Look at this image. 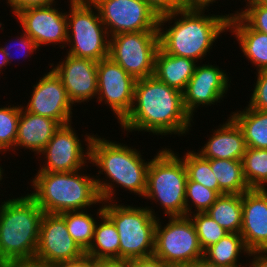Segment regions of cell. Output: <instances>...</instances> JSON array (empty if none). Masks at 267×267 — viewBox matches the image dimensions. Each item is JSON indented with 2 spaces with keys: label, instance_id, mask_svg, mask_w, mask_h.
<instances>
[{
  "label": "cell",
  "instance_id": "obj_36",
  "mask_svg": "<svg viewBox=\"0 0 267 267\" xmlns=\"http://www.w3.org/2000/svg\"><path fill=\"white\" fill-rule=\"evenodd\" d=\"M257 81L254 83V89L251 93L248 107L267 111V70L258 71L256 73Z\"/></svg>",
  "mask_w": 267,
  "mask_h": 267
},
{
  "label": "cell",
  "instance_id": "obj_42",
  "mask_svg": "<svg viewBox=\"0 0 267 267\" xmlns=\"http://www.w3.org/2000/svg\"><path fill=\"white\" fill-rule=\"evenodd\" d=\"M248 257H253L248 267H267V249L251 251Z\"/></svg>",
  "mask_w": 267,
  "mask_h": 267
},
{
  "label": "cell",
  "instance_id": "obj_37",
  "mask_svg": "<svg viewBox=\"0 0 267 267\" xmlns=\"http://www.w3.org/2000/svg\"><path fill=\"white\" fill-rule=\"evenodd\" d=\"M16 38H17L18 44H17V42L16 43L14 42L15 43L14 45H17V46L20 45V47L23 49L22 50L19 47L21 49L20 52H22V54H24L22 56H24L25 58L29 57V55L32 56L33 53L37 49L39 50V48L37 47L35 41L32 38H30L25 32L22 31L21 36L20 37L18 36ZM8 44L10 45V43H8ZM9 45L5 44V46H1V48H2V50L4 51V53H5L6 57H7L8 63L11 64V61L13 60L14 56L12 57V54H11L9 49H11V47L14 46V45H10V46Z\"/></svg>",
  "mask_w": 267,
  "mask_h": 267
},
{
  "label": "cell",
  "instance_id": "obj_48",
  "mask_svg": "<svg viewBox=\"0 0 267 267\" xmlns=\"http://www.w3.org/2000/svg\"><path fill=\"white\" fill-rule=\"evenodd\" d=\"M246 5H267V0H247Z\"/></svg>",
  "mask_w": 267,
  "mask_h": 267
},
{
  "label": "cell",
  "instance_id": "obj_28",
  "mask_svg": "<svg viewBox=\"0 0 267 267\" xmlns=\"http://www.w3.org/2000/svg\"><path fill=\"white\" fill-rule=\"evenodd\" d=\"M206 213L229 233L242 228V194H222Z\"/></svg>",
  "mask_w": 267,
  "mask_h": 267
},
{
  "label": "cell",
  "instance_id": "obj_52",
  "mask_svg": "<svg viewBox=\"0 0 267 267\" xmlns=\"http://www.w3.org/2000/svg\"><path fill=\"white\" fill-rule=\"evenodd\" d=\"M8 6H10V0H7V3H6Z\"/></svg>",
  "mask_w": 267,
  "mask_h": 267
},
{
  "label": "cell",
  "instance_id": "obj_39",
  "mask_svg": "<svg viewBox=\"0 0 267 267\" xmlns=\"http://www.w3.org/2000/svg\"><path fill=\"white\" fill-rule=\"evenodd\" d=\"M55 0H10V7L13 15L29 7H40L54 4Z\"/></svg>",
  "mask_w": 267,
  "mask_h": 267
},
{
  "label": "cell",
  "instance_id": "obj_12",
  "mask_svg": "<svg viewBox=\"0 0 267 267\" xmlns=\"http://www.w3.org/2000/svg\"><path fill=\"white\" fill-rule=\"evenodd\" d=\"M71 124L73 123L60 126L39 153V156L43 154L45 159L43 158V165L40 164L38 171L71 172L81 170V168L85 170V164L87 166L90 163V141L94 134H85L84 141L87 143L85 145L88 146L85 149L82 144L84 141L79 139Z\"/></svg>",
  "mask_w": 267,
  "mask_h": 267
},
{
  "label": "cell",
  "instance_id": "obj_19",
  "mask_svg": "<svg viewBox=\"0 0 267 267\" xmlns=\"http://www.w3.org/2000/svg\"><path fill=\"white\" fill-rule=\"evenodd\" d=\"M246 248L267 249V188L249 189L242 194V228Z\"/></svg>",
  "mask_w": 267,
  "mask_h": 267
},
{
  "label": "cell",
  "instance_id": "obj_31",
  "mask_svg": "<svg viewBox=\"0 0 267 267\" xmlns=\"http://www.w3.org/2000/svg\"><path fill=\"white\" fill-rule=\"evenodd\" d=\"M187 171V178L198 182L219 194V184L211 169L210 159L202 157L199 153L188 151L181 158Z\"/></svg>",
  "mask_w": 267,
  "mask_h": 267
},
{
  "label": "cell",
  "instance_id": "obj_40",
  "mask_svg": "<svg viewBox=\"0 0 267 267\" xmlns=\"http://www.w3.org/2000/svg\"><path fill=\"white\" fill-rule=\"evenodd\" d=\"M52 267H97V260L85 253L76 259L56 263Z\"/></svg>",
  "mask_w": 267,
  "mask_h": 267
},
{
  "label": "cell",
  "instance_id": "obj_43",
  "mask_svg": "<svg viewBox=\"0 0 267 267\" xmlns=\"http://www.w3.org/2000/svg\"><path fill=\"white\" fill-rule=\"evenodd\" d=\"M97 267H130L129 260H98Z\"/></svg>",
  "mask_w": 267,
  "mask_h": 267
},
{
  "label": "cell",
  "instance_id": "obj_9",
  "mask_svg": "<svg viewBox=\"0 0 267 267\" xmlns=\"http://www.w3.org/2000/svg\"><path fill=\"white\" fill-rule=\"evenodd\" d=\"M162 226L158 217L155 230L154 256L166 265L180 267L203 259L204 251L189 216L169 217Z\"/></svg>",
  "mask_w": 267,
  "mask_h": 267
},
{
  "label": "cell",
  "instance_id": "obj_44",
  "mask_svg": "<svg viewBox=\"0 0 267 267\" xmlns=\"http://www.w3.org/2000/svg\"><path fill=\"white\" fill-rule=\"evenodd\" d=\"M11 267H52L35 260L11 261Z\"/></svg>",
  "mask_w": 267,
  "mask_h": 267
},
{
  "label": "cell",
  "instance_id": "obj_8",
  "mask_svg": "<svg viewBox=\"0 0 267 267\" xmlns=\"http://www.w3.org/2000/svg\"><path fill=\"white\" fill-rule=\"evenodd\" d=\"M69 2L70 9L66 12V45L69 46L67 54L96 62L109 57L110 36L101 21L97 7L91 0Z\"/></svg>",
  "mask_w": 267,
  "mask_h": 267
},
{
  "label": "cell",
  "instance_id": "obj_29",
  "mask_svg": "<svg viewBox=\"0 0 267 267\" xmlns=\"http://www.w3.org/2000/svg\"><path fill=\"white\" fill-rule=\"evenodd\" d=\"M87 210L68 211L61 213L64 217L67 230L73 240L77 242L80 247L86 251L91 245L94 237V230L96 226V219Z\"/></svg>",
  "mask_w": 267,
  "mask_h": 267
},
{
  "label": "cell",
  "instance_id": "obj_15",
  "mask_svg": "<svg viewBox=\"0 0 267 267\" xmlns=\"http://www.w3.org/2000/svg\"><path fill=\"white\" fill-rule=\"evenodd\" d=\"M56 2L48 6L29 7L16 12L22 31L32 38L37 47L58 45L64 49L67 44L66 13L55 7ZM61 44V45H60Z\"/></svg>",
  "mask_w": 267,
  "mask_h": 267
},
{
  "label": "cell",
  "instance_id": "obj_26",
  "mask_svg": "<svg viewBox=\"0 0 267 267\" xmlns=\"http://www.w3.org/2000/svg\"><path fill=\"white\" fill-rule=\"evenodd\" d=\"M229 116L242 130L247 147L267 149V111L246 106Z\"/></svg>",
  "mask_w": 267,
  "mask_h": 267
},
{
  "label": "cell",
  "instance_id": "obj_35",
  "mask_svg": "<svg viewBox=\"0 0 267 267\" xmlns=\"http://www.w3.org/2000/svg\"><path fill=\"white\" fill-rule=\"evenodd\" d=\"M241 9L228 16L238 14L252 29L267 34V5H245L244 10Z\"/></svg>",
  "mask_w": 267,
  "mask_h": 267
},
{
  "label": "cell",
  "instance_id": "obj_32",
  "mask_svg": "<svg viewBox=\"0 0 267 267\" xmlns=\"http://www.w3.org/2000/svg\"><path fill=\"white\" fill-rule=\"evenodd\" d=\"M192 214L189 215V218L194 224L198 240L203 251L216 244L222 237L229 233L206 212H195Z\"/></svg>",
  "mask_w": 267,
  "mask_h": 267
},
{
  "label": "cell",
  "instance_id": "obj_10",
  "mask_svg": "<svg viewBox=\"0 0 267 267\" xmlns=\"http://www.w3.org/2000/svg\"><path fill=\"white\" fill-rule=\"evenodd\" d=\"M158 49V31L120 33L110 37L109 57L137 80L153 75Z\"/></svg>",
  "mask_w": 267,
  "mask_h": 267
},
{
  "label": "cell",
  "instance_id": "obj_17",
  "mask_svg": "<svg viewBox=\"0 0 267 267\" xmlns=\"http://www.w3.org/2000/svg\"><path fill=\"white\" fill-rule=\"evenodd\" d=\"M228 78L225 70L217 65L208 62L196 66L193 76L182 92L184 107L192 118L199 106L217 105V102L223 101L224 94H227L230 87Z\"/></svg>",
  "mask_w": 267,
  "mask_h": 267
},
{
  "label": "cell",
  "instance_id": "obj_47",
  "mask_svg": "<svg viewBox=\"0 0 267 267\" xmlns=\"http://www.w3.org/2000/svg\"><path fill=\"white\" fill-rule=\"evenodd\" d=\"M7 65H9L7 57L0 46V73H2V69Z\"/></svg>",
  "mask_w": 267,
  "mask_h": 267
},
{
  "label": "cell",
  "instance_id": "obj_27",
  "mask_svg": "<svg viewBox=\"0 0 267 267\" xmlns=\"http://www.w3.org/2000/svg\"><path fill=\"white\" fill-rule=\"evenodd\" d=\"M210 165L219 184V195L243 194L250 189L241 160L210 159Z\"/></svg>",
  "mask_w": 267,
  "mask_h": 267
},
{
  "label": "cell",
  "instance_id": "obj_1",
  "mask_svg": "<svg viewBox=\"0 0 267 267\" xmlns=\"http://www.w3.org/2000/svg\"><path fill=\"white\" fill-rule=\"evenodd\" d=\"M194 119L186 111L181 91L169 87L154 75L137 79L133 105L120 122L125 131L154 135H187Z\"/></svg>",
  "mask_w": 267,
  "mask_h": 267
},
{
  "label": "cell",
  "instance_id": "obj_23",
  "mask_svg": "<svg viewBox=\"0 0 267 267\" xmlns=\"http://www.w3.org/2000/svg\"><path fill=\"white\" fill-rule=\"evenodd\" d=\"M196 63L190 58L167 54L159 48L155 57L153 75L169 87L183 92L194 74L198 65Z\"/></svg>",
  "mask_w": 267,
  "mask_h": 267
},
{
  "label": "cell",
  "instance_id": "obj_51",
  "mask_svg": "<svg viewBox=\"0 0 267 267\" xmlns=\"http://www.w3.org/2000/svg\"><path fill=\"white\" fill-rule=\"evenodd\" d=\"M3 172H4V170H3L2 166H0V181H2V179H3V177H2L3 176Z\"/></svg>",
  "mask_w": 267,
  "mask_h": 267
},
{
  "label": "cell",
  "instance_id": "obj_41",
  "mask_svg": "<svg viewBox=\"0 0 267 267\" xmlns=\"http://www.w3.org/2000/svg\"><path fill=\"white\" fill-rule=\"evenodd\" d=\"M130 267H171L166 265L160 258L152 255L149 257L129 260Z\"/></svg>",
  "mask_w": 267,
  "mask_h": 267
},
{
  "label": "cell",
  "instance_id": "obj_13",
  "mask_svg": "<svg viewBox=\"0 0 267 267\" xmlns=\"http://www.w3.org/2000/svg\"><path fill=\"white\" fill-rule=\"evenodd\" d=\"M136 79L110 57L97 63V100L109 106L120 123L130 112ZM108 104V105H107Z\"/></svg>",
  "mask_w": 267,
  "mask_h": 267
},
{
  "label": "cell",
  "instance_id": "obj_22",
  "mask_svg": "<svg viewBox=\"0 0 267 267\" xmlns=\"http://www.w3.org/2000/svg\"><path fill=\"white\" fill-rule=\"evenodd\" d=\"M228 31L235 35L243 56L256 70H267V34L252 29L238 14L229 17Z\"/></svg>",
  "mask_w": 267,
  "mask_h": 267
},
{
  "label": "cell",
  "instance_id": "obj_3",
  "mask_svg": "<svg viewBox=\"0 0 267 267\" xmlns=\"http://www.w3.org/2000/svg\"><path fill=\"white\" fill-rule=\"evenodd\" d=\"M145 160L141 152L133 146L128 147L123 143L97 137L95 134L90 141V164L100 169L97 178L95 176V181L101 200L116 201L114 188L119 186L144 197L150 164V159ZM100 174H105V178L101 180ZM107 179L110 181L108 182Z\"/></svg>",
  "mask_w": 267,
  "mask_h": 267
},
{
  "label": "cell",
  "instance_id": "obj_33",
  "mask_svg": "<svg viewBox=\"0 0 267 267\" xmlns=\"http://www.w3.org/2000/svg\"><path fill=\"white\" fill-rule=\"evenodd\" d=\"M21 105L0 107V153L13 151L16 142Z\"/></svg>",
  "mask_w": 267,
  "mask_h": 267
},
{
  "label": "cell",
  "instance_id": "obj_30",
  "mask_svg": "<svg viewBox=\"0 0 267 267\" xmlns=\"http://www.w3.org/2000/svg\"><path fill=\"white\" fill-rule=\"evenodd\" d=\"M243 173L250 189H266L267 149L247 147L242 158Z\"/></svg>",
  "mask_w": 267,
  "mask_h": 267
},
{
  "label": "cell",
  "instance_id": "obj_18",
  "mask_svg": "<svg viewBox=\"0 0 267 267\" xmlns=\"http://www.w3.org/2000/svg\"><path fill=\"white\" fill-rule=\"evenodd\" d=\"M59 64H50V69L60 77L70 101L89 102L97 97V63L87 58H77L69 54ZM75 103V104H74Z\"/></svg>",
  "mask_w": 267,
  "mask_h": 267
},
{
  "label": "cell",
  "instance_id": "obj_16",
  "mask_svg": "<svg viewBox=\"0 0 267 267\" xmlns=\"http://www.w3.org/2000/svg\"><path fill=\"white\" fill-rule=\"evenodd\" d=\"M33 86L31 99L26 107L22 108L28 112L45 116L56 120L61 126L72 122V107L66 89L60 77L53 69L42 75Z\"/></svg>",
  "mask_w": 267,
  "mask_h": 267
},
{
  "label": "cell",
  "instance_id": "obj_20",
  "mask_svg": "<svg viewBox=\"0 0 267 267\" xmlns=\"http://www.w3.org/2000/svg\"><path fill=\"white\" fill-rule=\"evenodd\" d=\"M246 149L242 130L231 117H228L225 124H220L213 131L197 153L206 159L242 160Z\"/></svg>",
  "mask_w": 267,
  "mask_h": 267
},
{
  "label": "cell",
  "instance_id": "obj_7",
  "mask_svg": "<svg viewBox=\"0 0 267 267\" xmlns=\"http://www.w3.org/2000/svg\"><path fill=\"white\" fill-rule=\"evenodd\" d=\"M187 171L183 160L170 148H161L150 160L143 198L153 200L168 217L186 216Z\"/></svg>",
  "mask_w": 267,
  "mask_h": 267
},
{
  "label": "cell",
  "instance_id": "obj_5",
  "mask_svg": "<svg viewBox=\"0 0 267 267\" xmlns=\"http://www.w3.org/2000/svg\"><path fill=\"white\" fill-rule=\"evenodd\" d=\"M43 214L28 193L0 204V262L34 260Z\"/></svg>",
  "mask_w": 267,
  "mask_h": 267
},
{
  "label": "cell",
  "instance_id": "obj_34",
  "mask_svg": "<svg viewBox=\"0 0 267 267\" xmlns=\"http://www.w3.org/2000/svg\"><path fill=\"white\" fill-rule=\"evenodd\" d=\"M219 196L216 191L187 178L185 189L186 216L195 213V211L206 212ZM194 206L196 210L194 209L193 212L192 207L194 208Z\"/></svg>",
  "mask_w": 267,
  "mask_h": 267
},
{
  "label": "cell",
  "instance_id": "obj_4",
  "mask_svg": "<svg viewBox=\"0 0 267 267\" xmlns=\"http://www.w3.org/2000/svg\"><path fill=\"white\" fill-rule=\"evenodd\" d=\"M82 171H37L30 181L33 191L28 194L44 213L85 210L102 203L95 177Z\"/></svg>",
  "mask_w": 267,
  "mask_h": 267
},
{
  "label": "cell",
  "instance_id": "obj_14",
  "mask_svg": "<svg viewBox=\"0 0 267 267\" xmlns=\"http://www.w3.org/2000/svg\"><path fill=\"white\" fill-rule=\"evenodd\" d=\"M83 254L85 251L69 234L64 217L61 214L44 213L34 260L52 266Z\"/></svg>",
  "mask_w": 267,
  "mask_h": 267
},
{
  "label": "cell",
  "instance_id": "obj_46",
  "mask_svg": "<svg viewBox=\"0 0 267 267\" xmlns=\"http://www.w3.org/2000/svg\"><path fill=\"white\" fill-rule=\"evenodd\" d=\"M186 7H200L206 0H181Z\"/></svg>",
  "mask_w": 267,
  "mask_h": 267
},
{
  "label": "cell",
  "instance_id": "obj_45",
  "mask_svg": "<svg viewBox=\"0 0 267 267\" xmlns=\"http://www.w3.org/2000/svg\"><path fill=\"white\" fill-rule=\"evenodd\" d=\"M180 267H214V266H212L211 264L207 263L204 259H202Z\"/></svg>",
  "mask_w": 267,
  "mask_h": 267
},
{
  "label": "cell",
  "instance_id": "obj_2",
  "mask_svg": "<svg viewBox=\"0 0 267 267\" xmlns=\"http://www.w3.org/2000/svg\"><path fill=\"white\" fill-rule=\"evenodd\" d=\"M208 9L186 7L159 16V48L170 55L202 62L207 52L210 53V49L213 48V43L220 38V34L228 31L229 16L210 13L205 15V10ZM167 22L168 25L173 24L164 31L163 26Z\"/></svg>",
  "mask_w": 267,
  "mask_h": 267
},
{
  "label": "cell",
  "instance_id": "obj_50",
  "mask_svg": "<svg viewBox=\"0 0 267 267\" xmlns=\"http://www.w3.org/2000/svg\"><path fill=\"white\" fill-rule=\"evenodd\" d=\"M0 267H11V261H9V262H0Z\"/></svg>",
  "mask_w": 267,
  "mask_h": 267
},
{
  "label": "cell",
  "instance_id": "obj_25",
  "mask_svg": "<svg viewBox=\"0 0 267 267\" xmlns=\"http://www.w3.org/2000/svg\"><path fill=\"white\" fill-rule=\"evenodd\" d=\"M249 255L240 233H227L204 251L203 259L214 267H247L239 263V256Z\"/></svg>",
  "mask_w": 267,
  "mask_h": 267
},
{
  "label": "cell",
  "instance_id": "obj_24",
  "mask_svg": "<svg viewBox=\"0 0 267 267\" xmlns=\"http://www.w3.org/2000/svg\"><path fill=\"white\" fill-rule=\"evenodd\" d=\"M96 216V219L99 217L101 222L97 221L93 241L85 253L97 261L119 260L118 231L113 222L104 214L103 201L102 206L97 208Z\"/></svg>",
  "mask_w": 267,
  "mask_h": 267
},
{
  "label": "cell",
  "instance_id": "obj_11",
  "mask_svg": "<svg viewBox=\"0 0 267 267\" xmlns=\"http://www.w3.org/2000/svg\"><path fill=\"white\" fill-rule=\"evenodd\" d=\"M109 36L158 31L159 16L145 0H91Z\"/></svg>",
  "mask_w": 267,
  "mask_h": 267
},
{
  "label": "cell",
  "instance_id": "obj_38",
  "mask_svg": "<svg viewBox=\"0 0 267 267\" xmlns=\"http://www.w3.org/2000/svg\"><path fill=\"white\" fill-rule=\"evenodd\" d=\"M158 16L186 8L181 0H145Z\"/></svg>",
  "mask_w": 267,
  "mask_h": 267
},
{
  "label": "cell",
  "instance_id": "obj_21",
  "mask_svg": "<svg viewBox=\"0 0 267 267\" xmlns=\"http://www.w3.org/2000/svg\"><path fill=\"white\" fill-rule=\"evenodd\" d=\"M61 125L51 118L40 116L24 110L21 106V114L18 123L15 147L29 149L38 154L52 139L54 133Z\"/></svg>",
  "mask_w": 267,
  "mask_h": 267
},
{
  "label": "cell",
  "instance_id": "obj_6",
  "mask_svg": "<svg viewBox=\"0 0 267 267\" xmlns=\"http://www.w3.org/2000/svg\"><path fill=\"white\" fill-rule=\"evenodd\" d=\"M104 214L113 222L119 236V260L149 257L154 254L158 216L154 209L103 202ZM157 216V217H156Z\"/></svg>",
  "mask_w": 267,
  "mask_h": 267
},
{
  "label": "cell",
  "instance_id": "obj_49",
  "mask_svg": "<svg viewBox=\"0 0 267 267\" xmlns=\"http://www.w3.org/2000/svg\"><path fill=\"white\" fill-rule=\"evenodd\" d=\"M217 0H206L200 7L201 8H205L207 9V7L210 6V4L213 5V3H215ZM220 1V0H219ZM244 1H247V0H244Z\"/></svg>",
  "mask_w": 267,
  "mask_h": 267
}]
</instances>
